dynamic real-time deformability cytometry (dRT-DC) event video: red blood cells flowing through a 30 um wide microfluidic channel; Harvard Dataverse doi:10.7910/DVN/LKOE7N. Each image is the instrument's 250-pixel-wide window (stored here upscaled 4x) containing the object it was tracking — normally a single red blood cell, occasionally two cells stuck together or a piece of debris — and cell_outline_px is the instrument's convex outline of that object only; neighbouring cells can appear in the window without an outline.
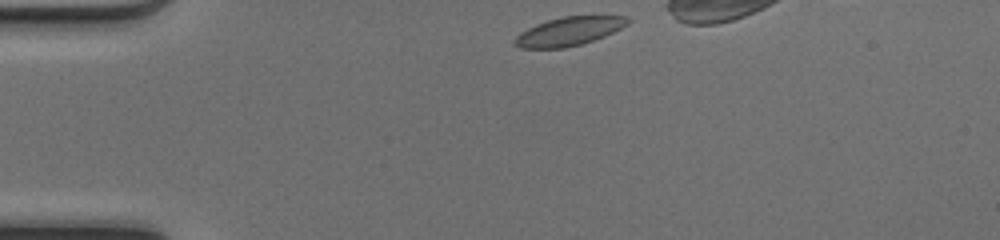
{"species": "common noctule bat (a hibernating species)", "species_latin": "Nyctalus noctula", "temperature_condition": "cold", "stored_images_in_passage": 31, "camera_frame_rate_fps": 3000, "um_per_image_px": 0.085, "animal": {"sex": "female", "body_mass_g": 17.0, "forearm_length_mm": 48.0}, "frame": {"image": 1, "passage_image": 1, "time_ms": 0.0, "image_size_px": [1000, 240], "cell_outline_px": [[632, 20], [628, 24], [604, 36], [580, 44], [564, 48], [520, 48], [512, 44], [512, 40], [520, 32], [536, 24], [548, 20], [564, 16], [628, 16]], "centroid_in_image_um": [48.32, 2.66], "position_along_channel_um": 36.7, "area_um2": 18.79}}
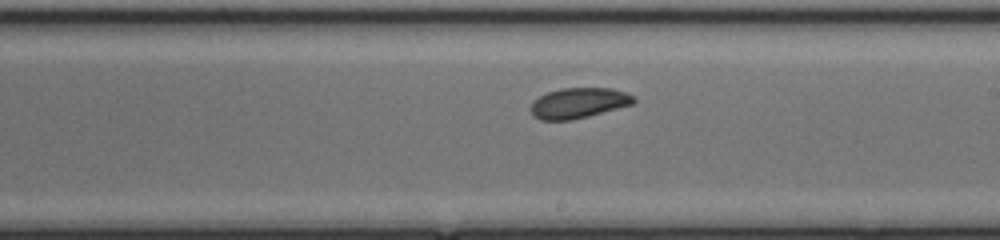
{"frame": {"image": 2, "passage_image": 19, "time_ms": 6.0, "image_size_px": [1000, 240], "cell_outline_px": [[636, 104], [572, 120], [540, 120], [532, 116], [528, 108], [532, 100], [548, 92], [560, 88], [612, 88], [636, 96]], "centroid_in_image_um": [49.17, 8.76], "position_along_channel_um": 239.8, "area_um2": 18.67}}
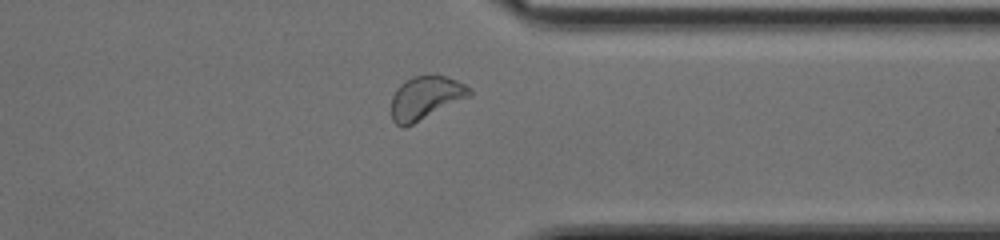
{"frame": {"image": 3, "passage_image": 29, "time_ms": 9.333, "image_size_px": [1000, 240], "cell_outline_px": [[472, 96], [404, 128], [400, 128], [392, 120], [392, 96], [396, 88], [400, 84], [412, 76], [444, 76], [456, 80], [472, 88]], "centroid_in_image_um": [36.18, 8.33], "position_along_channel_um": 375.2, "area_um2": 19.77}}